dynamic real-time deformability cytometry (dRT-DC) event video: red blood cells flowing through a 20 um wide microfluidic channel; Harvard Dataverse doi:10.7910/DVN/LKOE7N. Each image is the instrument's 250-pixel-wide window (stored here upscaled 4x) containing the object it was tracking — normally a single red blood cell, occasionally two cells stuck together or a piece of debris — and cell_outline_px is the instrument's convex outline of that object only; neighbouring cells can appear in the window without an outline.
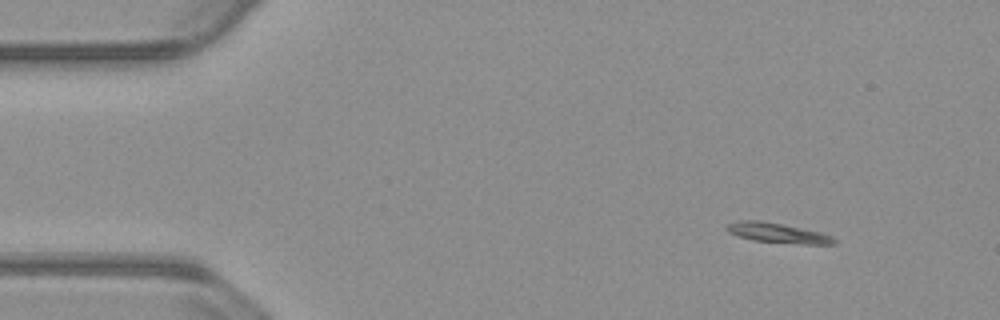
{"species": "common noctule bat (a hibernating species)", "species_latin": "Nyctalus noctula", "temperature_condition": "warm", "stored_images_in_passage": 53, "camera_frame_rate_fps": 3000, "um_per_image_px": 0.085, "animal": {"sex": "male", "body_mass_g": 23.1, "forearm_length_mm": 52.7}, "frame": {"image": 1, "passage_image": 5, "time_ms": 1.333, "image_size_px": [1000, 320], "cell_outline_px": [[836, 244], [804, 244], [752, 240], [728, 232], [724, 228], [724, 224], [736, 220], [760, 220], [820, 232], [832, 236], [836, 240]], "centroid_in_image_um": [66.03, 19.79], "position_along_channel_um": 19.0, "area_um2": 12.37}}
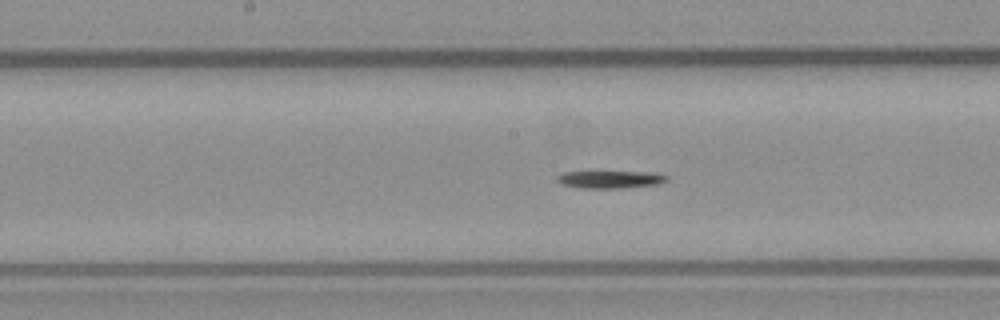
{"frame": {"image": 2, "passage_image": 26, "time_ms": 8.333, "image_size_px": [1000, 320], "cell_outline_px": [[668, 180], [660, 184], [624, 188], [584, 188], [564, 184], [556, 180], [556, 176], [564, 172], [660, 172], [668, 176]], "centroid_in_image_um": [51.97, 15.25], "position_along_channel_um": 196.2, "area_um2": 11.21}}
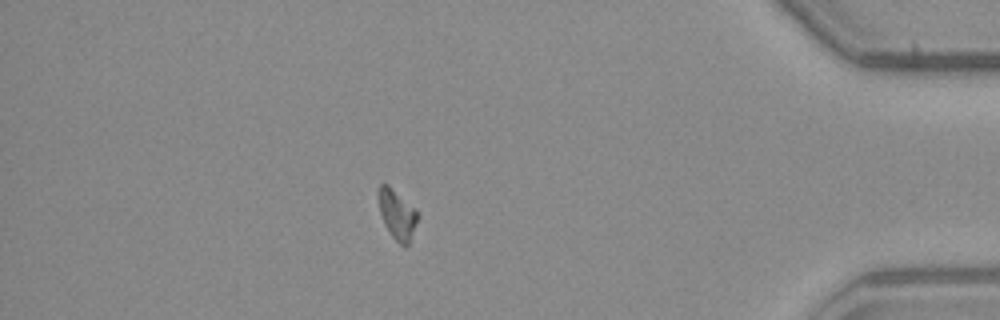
{"frame": {"image": 3, "passage_image": 46, "time_ms": 15.0, "image_size_px": [1000, 320], "cell_outline_px": [[416, 220], [408, 244], [404, 248], [392, 236], [384, 224], [380, 212], [380, 184], [388, 184], [416, 208]], "centroid_in_image_um": [33.76, 18.23], "position_along_channel_um": 401.4, "area_um2": 10.81}}